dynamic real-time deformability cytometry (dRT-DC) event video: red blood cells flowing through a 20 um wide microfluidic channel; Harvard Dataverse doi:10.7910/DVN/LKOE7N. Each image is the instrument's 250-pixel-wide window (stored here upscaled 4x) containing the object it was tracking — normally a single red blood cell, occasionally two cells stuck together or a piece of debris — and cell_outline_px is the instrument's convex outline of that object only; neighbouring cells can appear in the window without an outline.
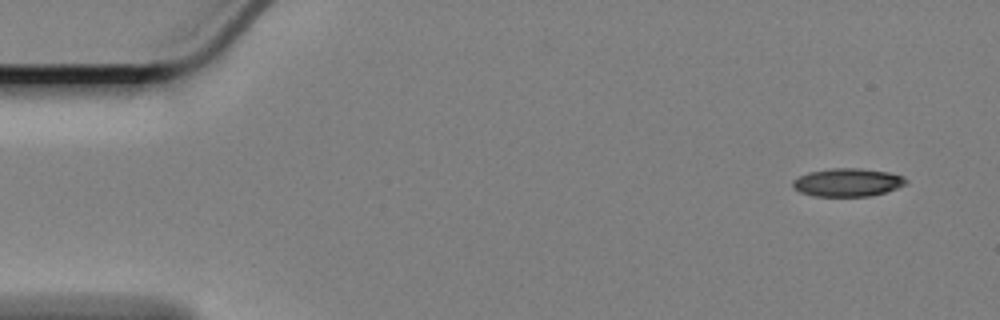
{"species": "Egyptian fruit bat (a non-hibernating species)", "species_latin": "Rousettus aegyptiacus", "temperature_condition": "cold", "stored_images_in_passage": 18, "camera_frame_rate_fps": 3000, "um_per_image_px": 0.085, "animal": {"sex": "female"}, "frame": {"image": 1, "passage_image": 1, "time_ms": 0.0, "image_size_px": [1000, 320], "cell_outline_px": [[908, 184], [884, 192], [868, 196], [812, 196], [800, 192], [792, 188], [792, 180], [808, 172], [832, 168], [860, 168], [888, 172], [904, 176], [908, 180]], "centroid_in_image_um": [72.03, 15.5], "position_along_channel_um": 13.0, "area_um2": 18.67}}
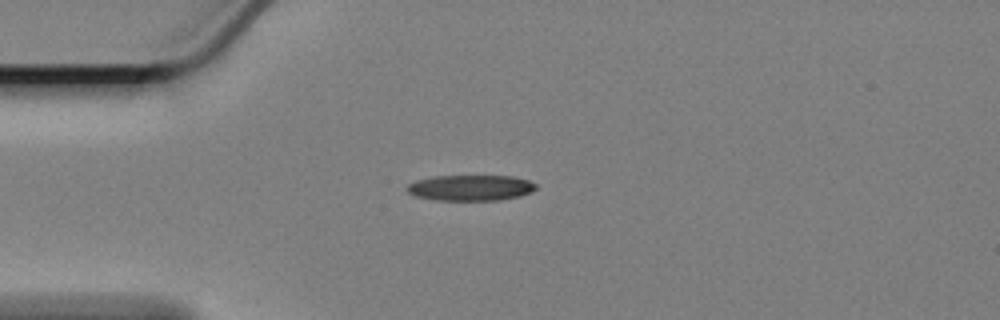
{"frame": {"image": 2, "passage_image": 12, "time_ms": 3.667, "image_size_px": [1000, 320], "cell_outline_px": [[536, 188], [532, 192], [520, 196], [500, 200], [436, 200], [412, 196], [404, 188], [408, 184], [416, 180], [436, 176], [512, 176], [528, 180], [536, 184]], "centroid_in_image_um": [39.97, 15.97], "position_along_channel_um": 45.0, "area_um2": 19.48}}
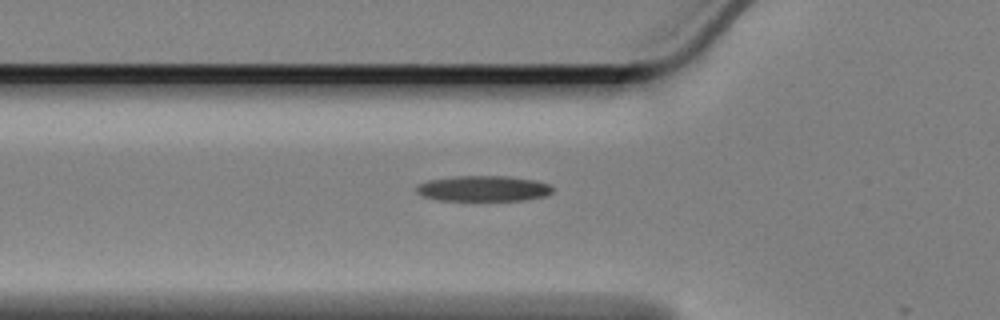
{"frame": {"image": 3, "passage_image": 17, "time_ms": 5.333, "image_size_px": [1000, 320], "cell_outline_px": [[556, 188], [552, 192], [544, 196], [524, 200], [440, 200], [424, 196], [416, 192], [416, 184], [428, 180], [456, 176], [508, 176], [536, 180], [552, 184]], "centroid_in_image_um": [41.13, 16.01], "position_along_channel_um": 84.7, "area_um2": 20.46}}